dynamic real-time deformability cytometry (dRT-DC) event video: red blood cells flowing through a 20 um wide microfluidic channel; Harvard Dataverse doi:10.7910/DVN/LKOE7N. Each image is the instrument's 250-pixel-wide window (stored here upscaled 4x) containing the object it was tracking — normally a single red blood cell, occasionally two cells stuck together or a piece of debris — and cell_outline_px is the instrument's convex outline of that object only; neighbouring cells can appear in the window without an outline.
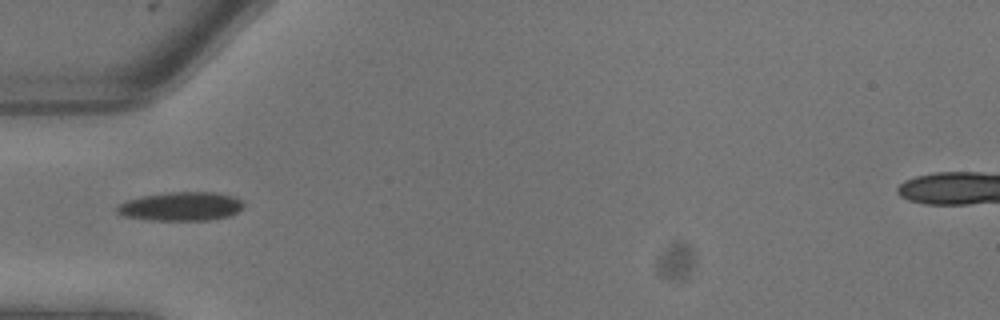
{"species": "common noctule bat (a hibernating species)", "species_latin": "Nyctalus noctula", "temperature_condition": "warm", "stored_images_in_passage": 2, "camera_frame_rate_fps": 3000, "um_per_image_px": 0.085, "animal": {"sex": "male", "body_mass_g": 13.3}, "frame": {"image": 1, "passage_image": 1, "time_ms": 0.0, "image_size_px": [1000, 320], "cell_outline_px": [[244, 204], [236, 212], [228, 216], [208, 220], [148, 220], [124, 216], [116, 212], [116, 208], [120, 204], [128, 200], [140, 196], [172, 192], [216, 192], [232, 196], [240, 200]], "centroid_in_image_um": [15.35, 17.54], "position_along_channel_um": 69.6, "area_um2": 21.04}}